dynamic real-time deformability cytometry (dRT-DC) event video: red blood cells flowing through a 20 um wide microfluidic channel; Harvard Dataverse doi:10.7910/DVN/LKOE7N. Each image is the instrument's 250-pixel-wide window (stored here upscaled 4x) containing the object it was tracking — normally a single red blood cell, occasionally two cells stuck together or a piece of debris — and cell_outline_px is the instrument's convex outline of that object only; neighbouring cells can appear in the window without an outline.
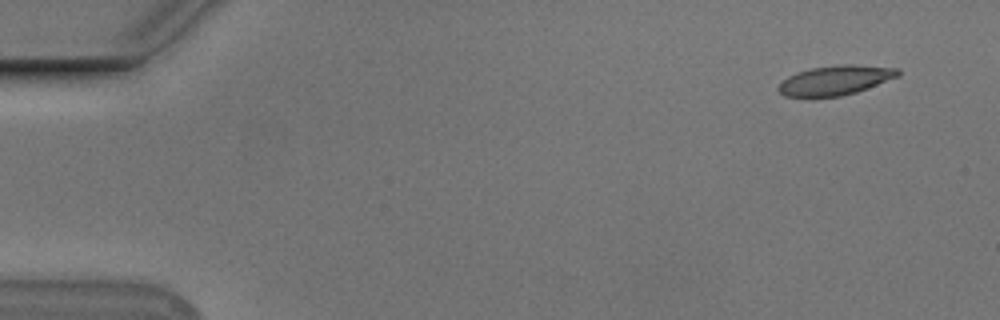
{"species": "Egyptian fruit bat (a non-hibernating species)", "species_latin": "Rousettus aegyptiacus", "temperature_condition": "cold", "stored_images_in_passage": 15, "camera_frame_rate_fps": 3000, "um_per_image_px": 0.085, "animal": {"sex": "male"}, "frame": {"image": 1, "passage_image": 1, "time_ms": 0.0, "image_size_px": [1000, 320], "cell_outline_px": [[900, 76], [856, 92], [840, 96], [784, 96], [776, 88], [788, 76], [796, 72], [812, 68], [840, 64], [852, 64], [900, 68]], "centroid_in_image_um": [71.04, 6.8], "position_along_channel_um": 14.0, "area_um2": 20.46}}
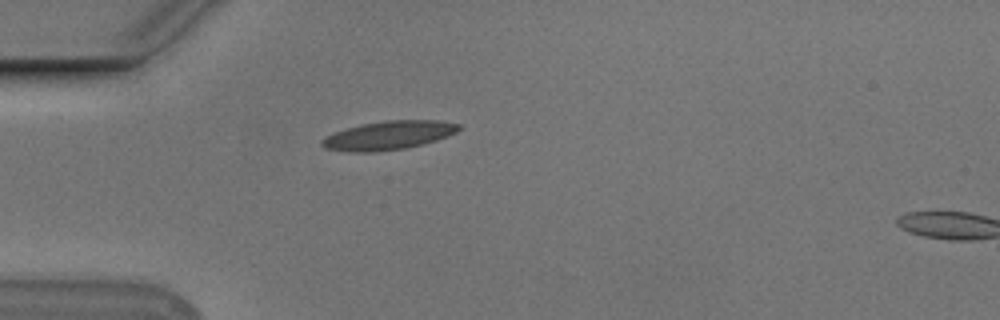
{"frame": {"image": 2, "passage_image": 13, "time_ms": 4.0, "image_size_px": [1000, 320], "cell_outline_px": [[460, 128], [456, 132], [448, 136], [424, 144], [404, 148], [376, 152], [348, 152], [324, 148], [320, 144], [320, 140], [336, 132], [348, 128], [364, 124], [384, 120], [436, 120], [460, 124]], "centroid_in_image_um": [33.03, 11.51], "position_along_channel_um": 52.0, "area_um2": 22.77}}